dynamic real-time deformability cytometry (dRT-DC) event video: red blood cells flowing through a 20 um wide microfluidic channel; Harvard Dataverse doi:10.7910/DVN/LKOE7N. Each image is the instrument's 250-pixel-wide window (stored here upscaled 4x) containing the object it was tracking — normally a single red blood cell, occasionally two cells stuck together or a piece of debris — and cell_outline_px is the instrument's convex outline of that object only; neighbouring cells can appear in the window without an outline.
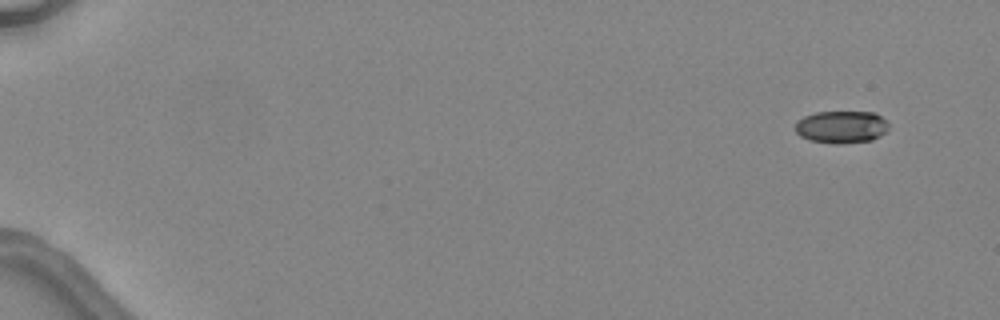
{"species": "common noctule bat (a hibernating species)", "species_latin": "Nyctalus noctula", "temperature_condition": "warm", "stored_images_in_passage": 3, "camera_frame_rate_fps": 3000, "um_per_image_px": 0.085, "animal": {"sex": "female", "body_mass_g": 24.6, "forearm_length_mm": 56.2}, "frame": {"image": 1, "passage_image": 1, "time_ms": 0.0, "image_size_px": [1000, 320], "cell_outline_px": [[888, 128], [880, 136], [872, 140], [840, 144], [836, 144], [808, 140], [800, 136], [796, 132], [796, 120], [804, 116], [816, 112], [876, 112], [888, 120]], "centroid_in_image_um": [71.53, 10.79], "position_along_channel_um": 13.5, "area_um2": 17.86}}